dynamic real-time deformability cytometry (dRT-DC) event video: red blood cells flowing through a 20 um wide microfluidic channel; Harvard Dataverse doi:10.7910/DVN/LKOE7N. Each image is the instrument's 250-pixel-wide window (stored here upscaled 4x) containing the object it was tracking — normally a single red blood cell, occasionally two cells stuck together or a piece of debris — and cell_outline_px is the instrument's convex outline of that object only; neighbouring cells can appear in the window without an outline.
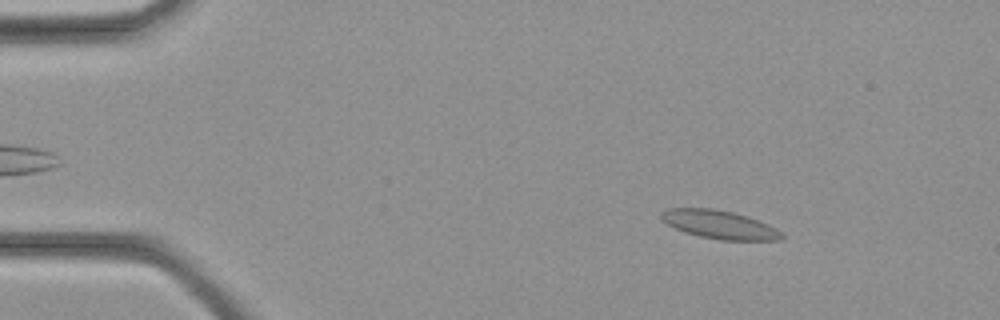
{"species": "common noctule bat (a hibernating species)", "species_latin": "Nyctalus noctula", "temperature_condition": "cold", "stored_images_in_passage": 36, "camera_frame_rate_fps": 3000, "um_per_image_px": 0.085, "animal": {"sex": "female", "body_mass_g": 21.9}, "frame": {"image": 1, "passage_image": 5, "time_ms": 1.333, "image_size_px": [1000, 320], "cell_outline_px": [[784, 236], [780, 240], [720, 240], [700, 236], [684, 232], [660, 220], [660, 212], [668, 208], [712, 208], [732, 212], [748, 216], [768, 224], [776, 228]], "centroid_in_image_um": [61.13, 19.08], "position_along_channel_um": 23.9, "area_um2": 19.94}}
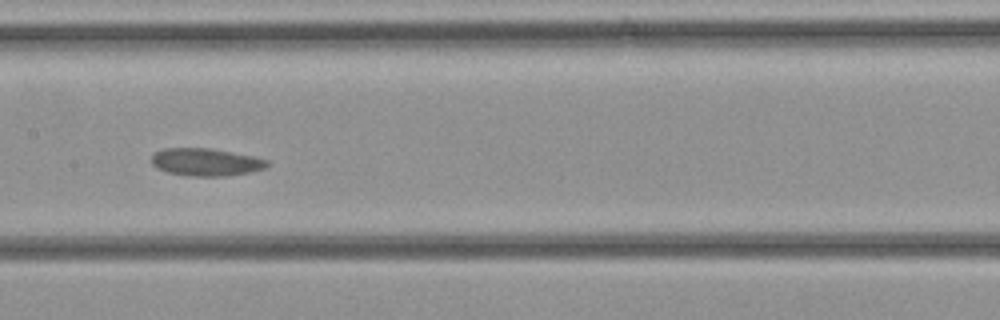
{"frame": {"image": 2, "passage_image": 18, "time_ms": 5.667, "image_size_px": [1000, 320], "cell_outline_px": [[268, 168], [228, 176], [192, 176], [168, 172], [156, 168], [152, 164], [152, 152], [164, 148], [212, 148], [256, 156], [268, 160]], "centroid_in_image_um": [17.52, 13.76], "position_along_channel_um": 189.9, "area_um2": 18.84}}
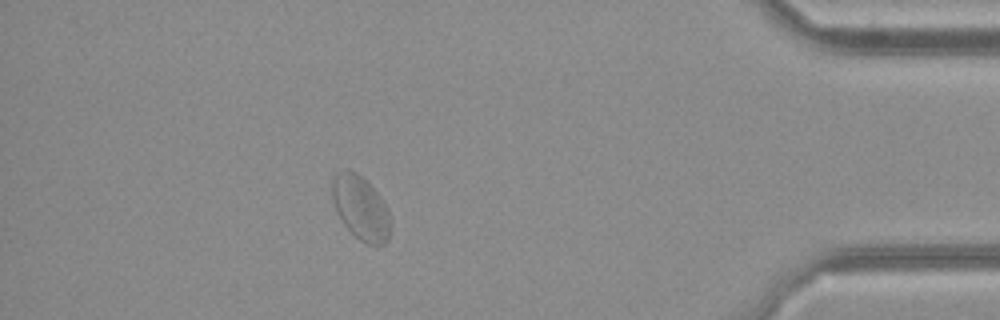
{"frame": {"image": 3, "passage_image": 32, "time_ms": 10.333, "image_size_px": [1000, 320], "cell_outline_px": [[392, 224], [388, 240], [384, 244], [364, 244], [344, 224], [336, 212], [332, 200], [332, 180], [336, 172], [348, 168], [356, 172], [380, 196], [388, 212]], "centroid_in_image_um": [30.65, 17.67], "position_along_channel_um": 404.6, "area_um2": 21.68}}